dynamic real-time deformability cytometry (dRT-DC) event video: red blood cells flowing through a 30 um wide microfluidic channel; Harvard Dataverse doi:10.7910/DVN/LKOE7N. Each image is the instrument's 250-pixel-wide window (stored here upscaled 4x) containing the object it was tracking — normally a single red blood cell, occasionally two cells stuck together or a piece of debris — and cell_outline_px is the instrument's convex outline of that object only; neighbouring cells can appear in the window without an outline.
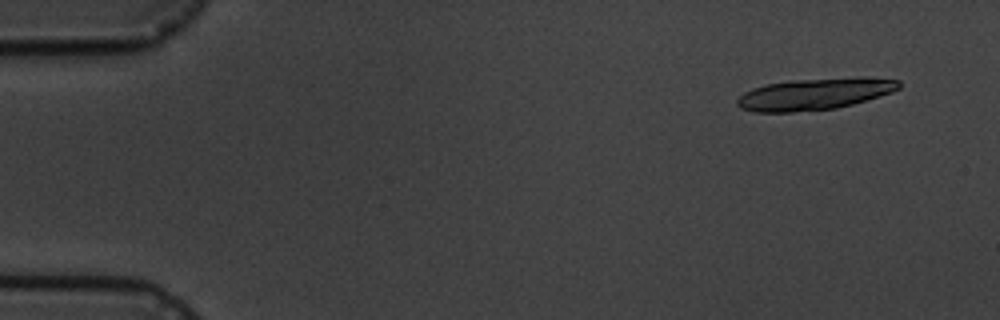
{"species": "common noctule bat (a hibernating species)", "species_latin": "Nyctalus noctula", "temperature_condition": "cold", "stored_images_in_passage": 5, "camera_frame_rate_fps": 3000, "um_per_image_px": 0.085, "animal": {"sex": "male", "body_mass_g": 19.5, "forearm_length_mm": 54.6}, "frame": {"image": 1, "passage_image": 2, "time_ms": 1.0, "image_size_px": [1000, 320], "cell_outline_px": [[900, 88], [892, 92], [868, 100], [836, 108], [792, 112], [752, 112], [740, 108], [736, 104], [736, 100], [744, 92], [752, 88], [768, 84], [788, 80], [860, 76], [868, 76], [900, 80]], "centroid_in_image_um": [69.27, 7.97], "position_along_channel_um": 15.7, "area_um2": 30.29}}